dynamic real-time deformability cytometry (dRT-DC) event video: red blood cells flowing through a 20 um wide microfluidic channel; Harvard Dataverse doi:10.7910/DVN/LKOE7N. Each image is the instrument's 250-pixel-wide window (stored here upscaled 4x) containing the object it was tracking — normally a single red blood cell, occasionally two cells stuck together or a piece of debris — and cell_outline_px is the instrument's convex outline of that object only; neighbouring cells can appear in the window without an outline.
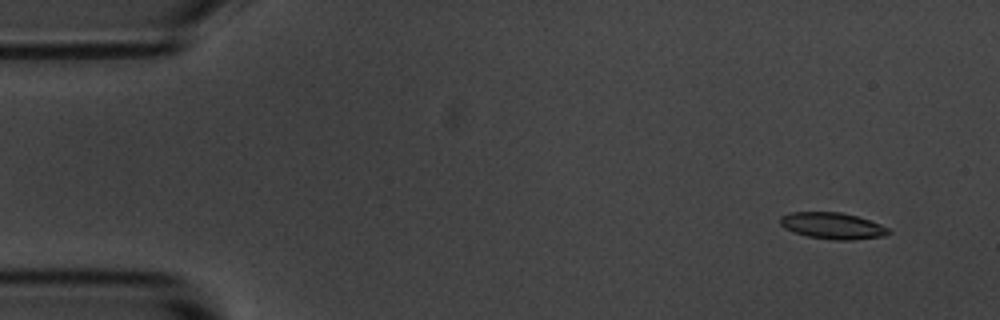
{"species": "common noctule bat (a hibernating species)", "species_latin": "Nyctalus noctula", "temperature_condition": "room temperature", "stored_images_in_passage": 5, "camera_frame_rate_fps": 3000, "um_per_image_px": 0.085, "animal": {"sex": "male", "body_mass_g": 20.1, "forearm_length_mm": 53.5}, "frame": {"image": 1, "passage_image": 2, "time_ms": 1.0, "image_size_px": [1000, 320], "cell_outline_px": [[892, 232], [884, 236], [852, 240], [832, 240], [808, 236], [784, 228], [780, 224], [780, 216], [792, 212], [840, 212], [856, 216], [880, 224], [888, 228]], "centroid_in_image_um": [70.77, 19.19], "position_along_channel_um": 14.2, "area_um2": 16.59}}
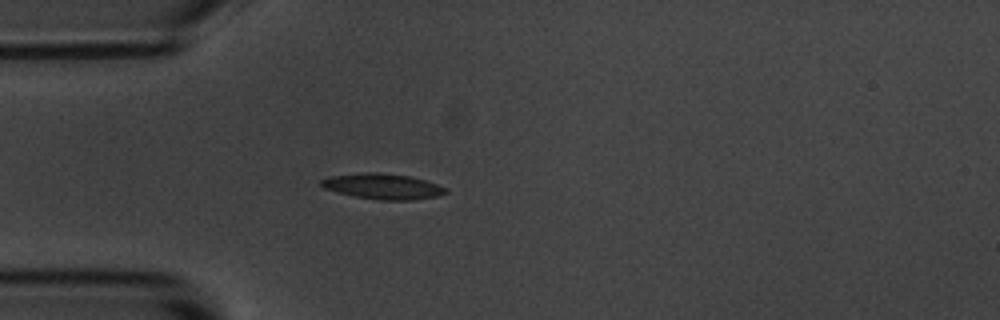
{"frame": {"image": 2, "passage_image": 5, "time_ms": 4.667, "image_size_px": [1000, 320], "cell_outline_px": [[448, 192], [436, 196], [412, 200], [380, 200], [356, 196], [336, 192], [324, 188], [320, 184], [320, 180], [328, 176], [364, 172], [380, 172], [408, 176], [424, 180], [448, 188]], "centroid_in_image_um": [32.51, 15.83], "position_along_channel_um": 52.5, "area_um2": 18.5}}